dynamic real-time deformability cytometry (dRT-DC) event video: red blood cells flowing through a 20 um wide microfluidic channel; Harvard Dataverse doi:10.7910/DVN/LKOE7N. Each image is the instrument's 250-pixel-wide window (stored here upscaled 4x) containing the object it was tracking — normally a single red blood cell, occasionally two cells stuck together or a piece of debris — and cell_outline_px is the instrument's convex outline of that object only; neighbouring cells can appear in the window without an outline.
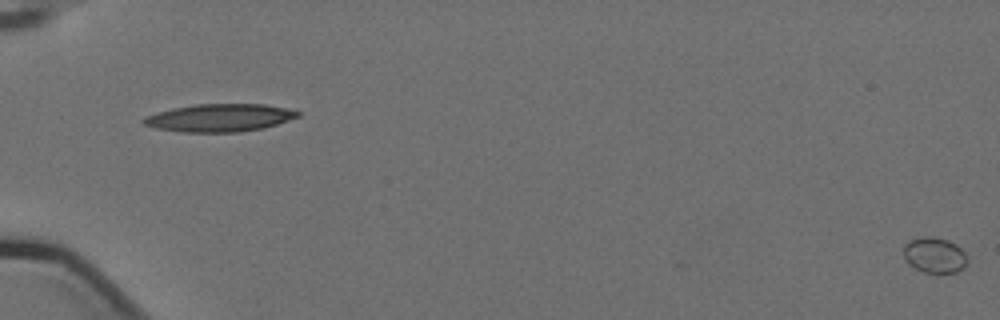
{"species": "Egyptian fruit bat (a non-hibernating species)", "species_latin": "Rousettus aegyptiacus", "temperature_condition": "cold", "stored_images_in_passage": 5, "camera_frame_rate_fps": 3000, "um_per_image_px": 0.085, "animal": {"sex": "female"}, "frame": {"image": 1, "passage_image": 1, "time_ms": 0.0, "image_size_px": [1000, 320], "cell_outline_px": [[968, 260], [964, 268], [956, 272], [924, 272], [908, 264], [904, 260], [904, 244], [908, 240], [924, 236], [932, 236], [948, 240], [956, 244], [964, 252]], "centroid_in_image_um": [79.42, 21.67], "position_along_channel_um": 5.6, "area_um2": 13.29}}
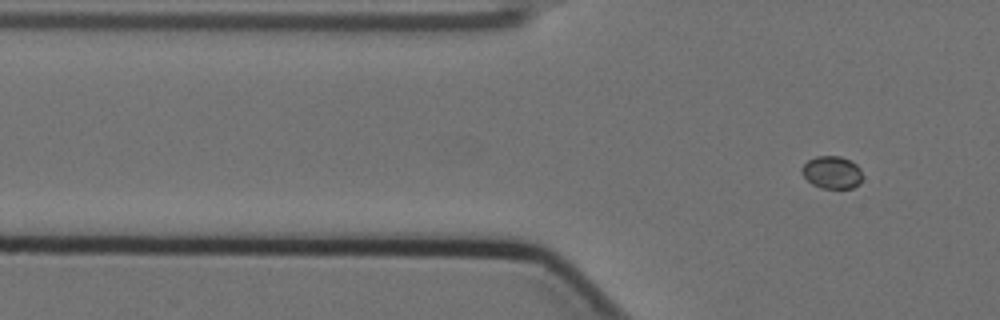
{"frame": {"image": 2, "passage_image": 5, "time_ms": 1.333, "image_size_px": [1000, 320], "cell_outline_px": [[860, 184], [852, 188], [820, 188], [812, 184], [800, 172], [800, 168], [808, 160], [816, 156], [840, 156], [856, 164], [860, 168]], "centroid_in_image_um": [70.68, 14.65], "position_along_channel_um": 55.1, "area_um2": 11.44}}